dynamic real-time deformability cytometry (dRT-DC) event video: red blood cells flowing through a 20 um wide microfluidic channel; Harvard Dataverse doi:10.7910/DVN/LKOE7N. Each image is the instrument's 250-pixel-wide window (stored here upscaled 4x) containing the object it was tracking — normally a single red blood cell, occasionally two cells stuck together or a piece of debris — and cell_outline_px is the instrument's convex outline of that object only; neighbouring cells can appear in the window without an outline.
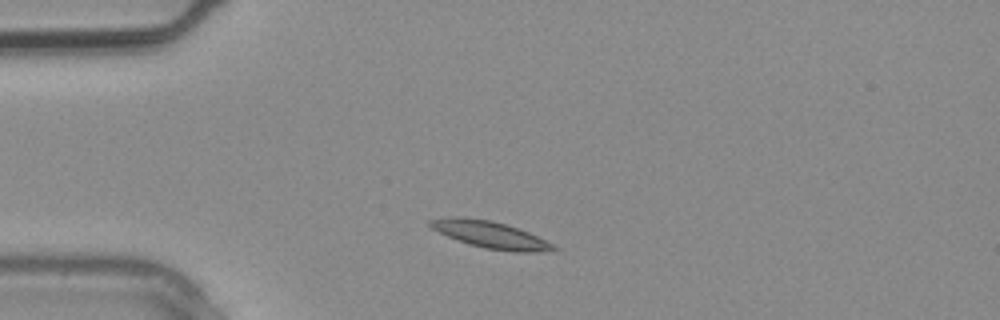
{"species": "common noctule bat (a hibernating species)", "species_latin": "Nyctalus noctula", "temperature_condition": "warm", "stored_images_in_passage": 4, "camera_frame_rate_fps": 3000, "um_per_image_px": 0.085, "animal": {"sex": "male", "body_mass_g": 20.4}, "frame": {"image": 1, "passage_image": 4, "time_ms": 1.0, "image_size_px": [1000, 320], "cell_outline_px": [[560, 248], [536, 252], [512, 252], [484, 248], [468, 244], [448, 236], [432, 228], [428, 224], [428, 220], [452, 216], [456, 216], [492, 220], [528, 232]], "centroid_in_image_um": [41.64, 19.94], "position_along_channel_um": 43.4, "area_um2": 19.07}}